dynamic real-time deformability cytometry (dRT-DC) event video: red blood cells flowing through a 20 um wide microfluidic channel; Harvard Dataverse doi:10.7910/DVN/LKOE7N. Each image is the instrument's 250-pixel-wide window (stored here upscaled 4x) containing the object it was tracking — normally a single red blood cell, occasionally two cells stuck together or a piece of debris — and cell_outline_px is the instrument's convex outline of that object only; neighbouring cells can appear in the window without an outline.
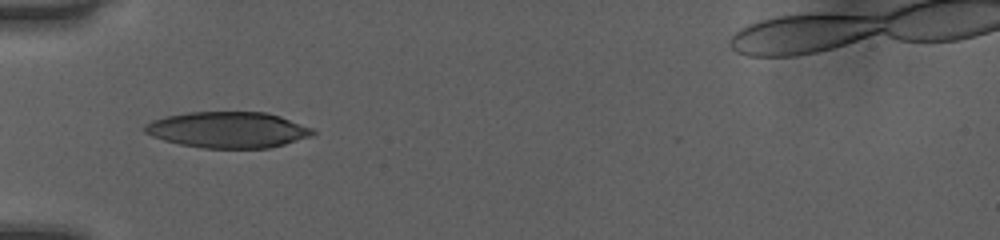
{"species": "human", "species_latin": "Homo sapiens", "temperature_condition": "room temperature", "stored_images_in_passage": 34, "camera_frame_rate_fps": 3000, "um_per_image_px": 0.085, "donor": {"sex": "female"}, "frame": {"image": 1, "passage_image": 1, "time_ms": 0.0, "image_size_px": [1000, 240], "cell_outline_px": [[316, 132], [308, 136], [284, 144], [268, 148], [204, 148], [180, 144], [164, 140], [152, 136], [144, 132], [144, 124], [152, 120], [168, 116], [188, 112], [264, 112], [280, 116], [312, 128]], "centroid_in_image_um": [19.33, 11.03], "position_along_channel_um": 65.7, "area_um2": 34.97}}
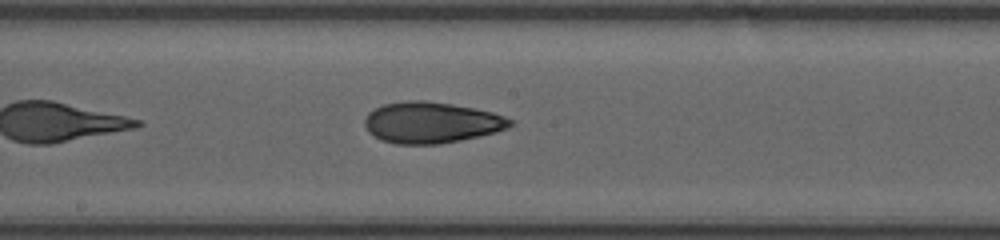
{"frame": {"image": 2, "passage_image": 12, "time_ms": 3.667, "image_size_px": [1000, 240], "cell_outline_px": [[512, 124], [508, 128], [496, 132], [480, 136], [440, 144], [396, 144], [380, 140], [368, 132], [364, 124], [364, 120], [368, 112], [384, 104], [408, 100], [424, 100], [452, 104], [492, 112], [504, 116], [512, 120]], "centroid_in_image_um": [36.64, 10.42], "position_along_channel_um": 211.6, "area_um2": 34.91}}
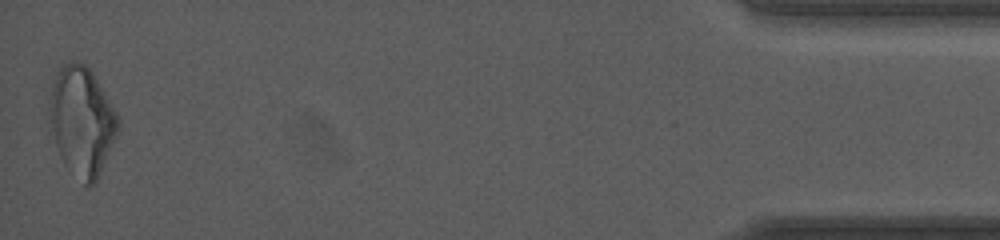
{"frame": {"image": 3, "passage_image": 34, "time_ms": 11.0, "image_size_px": [1000, 240], "cell_outline_px": [[120, 128], [96, 180], [88, 188], [64, 164], [60, 156], [48, 120], [48, 100], [52, 84], [56, 72], [60, 64], [68, 60], [80, 60], [92, 72], [116, 112], [120, 120]], "centroid_in_image_um": [6.92, 10.24], "position_along_channel_um": 428.3, "area_um2": 43.75}, "authors_computed_cell_mechanics": {"area_um2": 34.9401, "velocity_mm_per_s": 4.0597, "shape_relaxation_time_tau1_ms": 5.398, "shape_relaxation_time_tau2_ms": 3.2799, "deformation_change_tau1": 0.1528, "deformation_change_tau2": 0.1088}}